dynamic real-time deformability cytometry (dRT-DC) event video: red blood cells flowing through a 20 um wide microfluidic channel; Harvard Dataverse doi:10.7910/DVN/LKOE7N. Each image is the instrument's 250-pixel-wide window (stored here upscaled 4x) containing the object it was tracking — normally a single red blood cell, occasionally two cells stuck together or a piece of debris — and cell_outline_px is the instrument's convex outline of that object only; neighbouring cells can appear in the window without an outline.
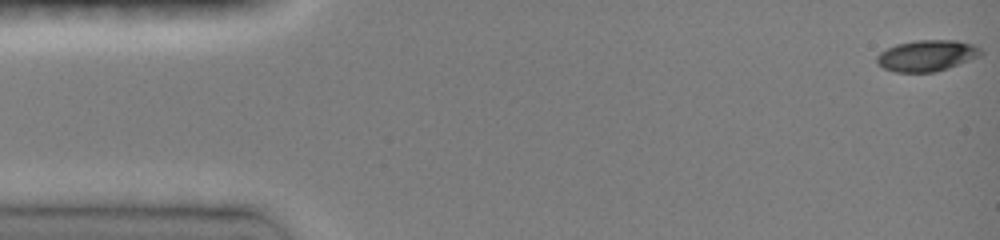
{"species": "common noctule bat (a hibernating species)", "species_latin": "Nyctalus noctula", "temperature_condition": "room temperature", "stored_images_in_passage": 57, "camera_frame_rate_fps": 3000, "um_per_image_px": 0.085, "animal": {"sex": "female", "body_mass_g": 19.0, "forearm_length_mm": 51.5}, "frame": {"image": 1, "passage_image": 1, "time_ms": 0.0, "image_size_px": [1000, 240], "cell_outline_px": [[984, 52], [980, 56], [948, 68], [936, 72], [896, 72], [884, 68], [876, 64], [876, 56], [880, 52], [896, 44], [916, 40], [956, 40], [972, 44], [980, 48]], "centroid_in_image_um": [78.77, 4.73], "position_along_channel_um": 6.2, "area_um2": 18.96}}
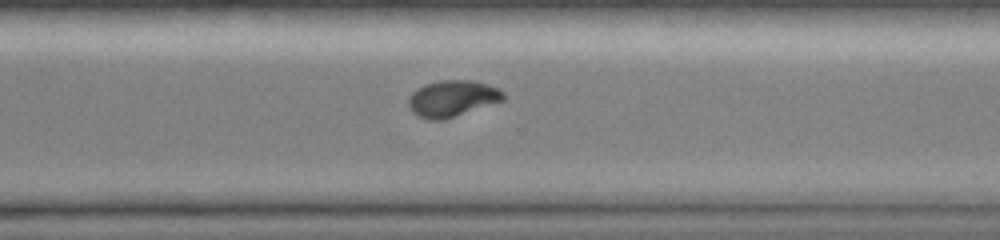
{"frame": {"image": 2, "passage_image": 41, "time_ms": 11.0, "image_size_px": [1000, 240], "cell_outline_px": [[504, 100], [444, 120], [428, 120], [412, 112], [408, 104], [408, 96], [416, 88], [424, 84], [440, 80], [472, 80], [488, 84], [500, 88], [504, 92]], "centroid_in_image_um": [38.44, 8.36], "position_along_channel_um": 332.2, "area_um2": 20.29}}
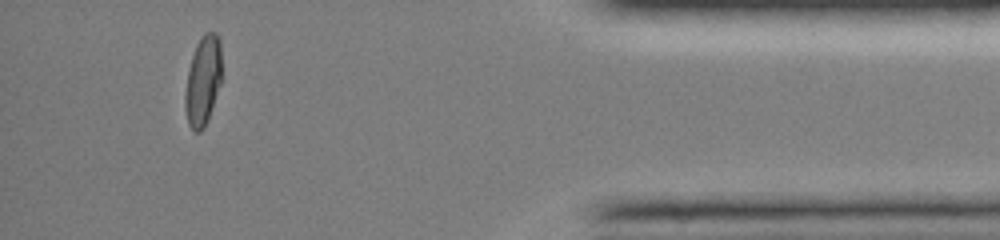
{"frame": {"image": 3, "passage_image": 52, "time_ms": 14.0, "image_size_px": [1000, 240], "cell_outline_px": [[220, 84], [208, 120], [204, 128], [200, 132], [196, 132], [188, 124], [184, 108], [184, 92], [188, 68], [196, 44], [200, 36], [204, 32], [216, 32], [220, 40]], "centroid_in_image_um": [17.22, 6.86], "position_along_channel_um": 418.0, "area_um2": 19.25}, "authors_computed_cell_mechanics": {"area_um2": 20.1722, "velocity_mm_per_s": 4.117, "shape_relaxation_time_tau1_ms": 5.0226, "shape_relaxation_time_tau2_ms": 1.6816, "deformation_change_tau1": 0.2013, "deformation_change_tau2": 0.0402}}